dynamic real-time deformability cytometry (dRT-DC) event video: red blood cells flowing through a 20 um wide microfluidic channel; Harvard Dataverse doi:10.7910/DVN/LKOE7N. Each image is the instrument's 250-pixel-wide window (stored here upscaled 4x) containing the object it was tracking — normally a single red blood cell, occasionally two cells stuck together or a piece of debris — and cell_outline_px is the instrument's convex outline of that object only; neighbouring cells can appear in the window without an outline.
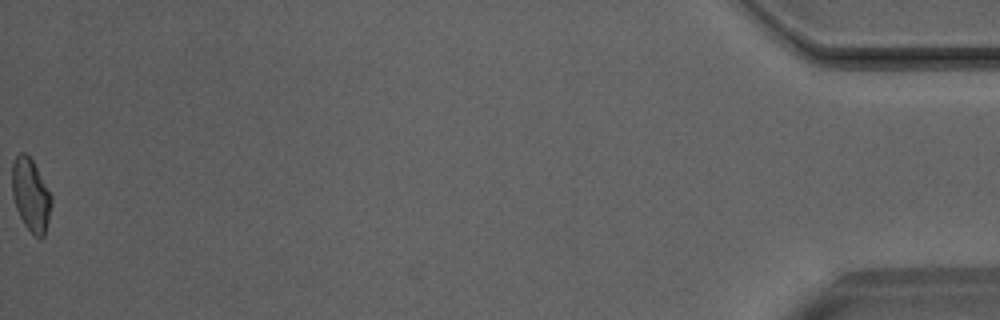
{"species": "Egyptian fruit bat (a non-hibernating species)", "species_latin": "Rousettus aegyptiacus", "temperature_condition": "room temperature", "stored_images_in_passage": 46, "camera_frame_rate_fps": 3000, "um_per_image_px": 0.085, "animal": {"sex": "male"}, "frame": {"image": 1, "passage_image": 46, "time_ms": 15.0, "image_size_px": [1000, 320], "cell_outline_px": [[52, 204], [44, 236], [40, 240], [24, 224], [16, 208], [12, 196], [12, 164], [16, 156], [20, 152], [24, 152], [32, 160], [52, 196]], "centroid_in_image_um": [2.61, 16.58], "position_along_channel_um": 432.6, "area_um2": 16.53}}